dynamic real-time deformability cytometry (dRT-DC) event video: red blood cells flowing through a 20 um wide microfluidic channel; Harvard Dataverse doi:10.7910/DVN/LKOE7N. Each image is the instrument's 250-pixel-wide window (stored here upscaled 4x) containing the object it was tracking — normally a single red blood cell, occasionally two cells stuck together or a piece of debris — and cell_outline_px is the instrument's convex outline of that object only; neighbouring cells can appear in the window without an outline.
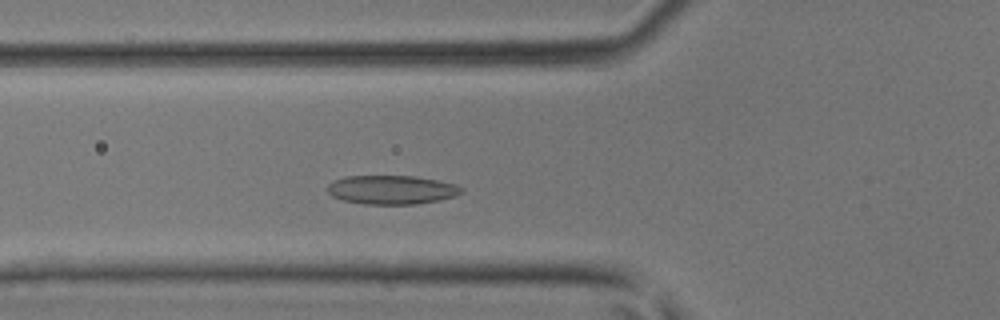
{"species": "common noctule bat (a hibernating species)", "species_latin": "Nyctalus noctula", "temperature_condition": "room temperature", "stored_images_in_passage": 32, "segment_of_instrument_passage": [1, 2], "camera_frame_rate_fps": 3000, "um_per_image_px": 0.085, "animal": {"sex": "male", "body_mass_g": 17.9, "forearm_length_mm": 54.2}, "frame": {"image": 1, "passage_image": 3, "time_ms": 0.667, "image_size_px": [1000, 320], "cell_outline_px": [[464, 192], [456, 196], [440, 200], [416, 204], [364, 204], [344, 200], [332, 196], [328, 192], [328, 184], [332, 180], [348, 176], [416, 176], [456, 184], [464, 188]], "centroid_in_image_um": [33.32, 16.13], "position_along_channel_um": 92.5, "area_um2": 22.66}}
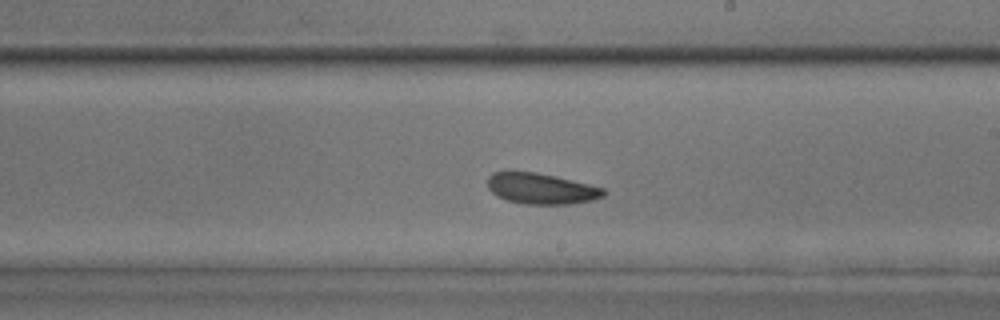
{"frame": {"image": 2, "passage_image": 13, "time_ms": 4.0, "image_size_px": [1000, 320], "cell_outline_px": [[608, 192], [604, 196], [592, 200], [568, 204], [524, 204], [508, 200], [496, 196], [488, 188], [488, 176], [492, 172], [536, 172], [556, 176], [604, 188]], "centroid_in_image_um": [46.01, 16.03], "position_along_channel_um": 243.0, "area_um2": 20.81}}
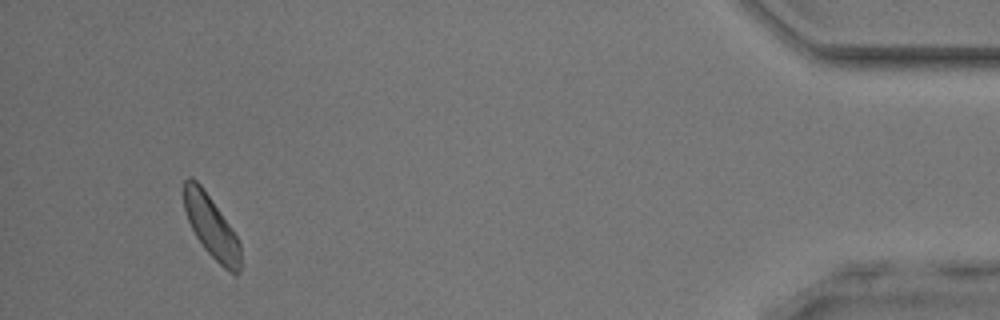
{"frame": {"image": 3, "passage_image": 29, "time_ms": 9.333, "image_size_px": [1000, 320], "cell_outline_px": [[240, 272], [236, 276], [228, 272], [204, 248], [196, 236], [188, 220], [184, 208], [184, 180], [188, 176], [192, 176], [200, 184], [220, 212], [236, 236], [240, 244]], "centroid_in_image_um": [17.95, 19.28], "position_along_channel_um": 417.2, "area_um2": 20.11}}